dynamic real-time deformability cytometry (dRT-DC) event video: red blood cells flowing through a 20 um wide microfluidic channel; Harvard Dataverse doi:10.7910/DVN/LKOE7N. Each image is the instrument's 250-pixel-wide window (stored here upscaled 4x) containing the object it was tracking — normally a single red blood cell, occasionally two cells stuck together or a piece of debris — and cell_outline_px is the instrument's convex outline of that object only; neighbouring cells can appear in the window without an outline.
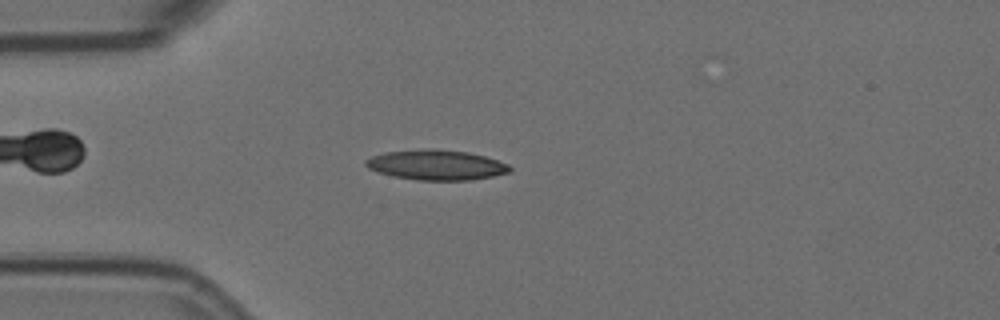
{"species": "Egyptian fruit bat (a non-hibernating species)", "species_latin": "Rousettus aegyptiacus", "temperature_condition": "room temperature", "stored_images_in_passage": 3, "camera_frame_rate_fps": 3000, "um_per_image_px": 0.085, "animal": {"sex": "female"}, "frame": {"image": 1, "passage_image": 3, "time_ms": 0.667, "image_size_px": [1000, 320], "cell_outline_px": [[512, 168], [508, 172], [492, 176], [472, 180], [420, 180], [392, 176], [376, 172], [368, 168], [364, 164], [364, 160], [372, 156], [384, 152], [420, 148], [436, 148], [468, 152], [484, 156], [508, 164]], "centroid_in_image_um": [37.03, 14.0], "position_along_channel_um": 48.0, "area_um2": 25.49}}